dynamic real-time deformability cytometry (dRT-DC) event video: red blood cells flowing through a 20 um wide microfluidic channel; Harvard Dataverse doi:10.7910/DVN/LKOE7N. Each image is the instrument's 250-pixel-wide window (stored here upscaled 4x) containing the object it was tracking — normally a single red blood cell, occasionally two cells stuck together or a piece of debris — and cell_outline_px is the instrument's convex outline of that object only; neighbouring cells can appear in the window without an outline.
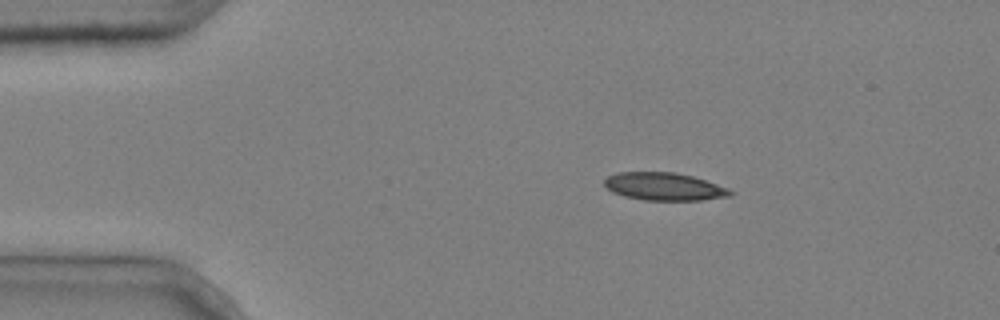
{"species": "common noctule bat (a hibernating species)", "species_latin": "Nyctalus noctula", "temperature_condition": "cold", "stored_images_in_passage": 4, "camera_frame_rate_fps": 3000, "um_per_image_px": 0.085, "animal": {"sex": "male", "body_mass_g": 20.4}, "frame": {"image": 1, "passage_image": 1, "time_ms": 0.0, "image_size_px": [1000, 320], "cell_outline_px": [[736, 192], [732, 196], [700, 200], [644, 200], [624, 196], [612, 192], [604, 184], [604, 180], [608, 176], [616, 172], [676, 172], [692, 176], [728, 188]], "centroid_in_image_um": [56.46, 15.86], "position_along_channel_um": 28.5, "area_um2": 20.4}}